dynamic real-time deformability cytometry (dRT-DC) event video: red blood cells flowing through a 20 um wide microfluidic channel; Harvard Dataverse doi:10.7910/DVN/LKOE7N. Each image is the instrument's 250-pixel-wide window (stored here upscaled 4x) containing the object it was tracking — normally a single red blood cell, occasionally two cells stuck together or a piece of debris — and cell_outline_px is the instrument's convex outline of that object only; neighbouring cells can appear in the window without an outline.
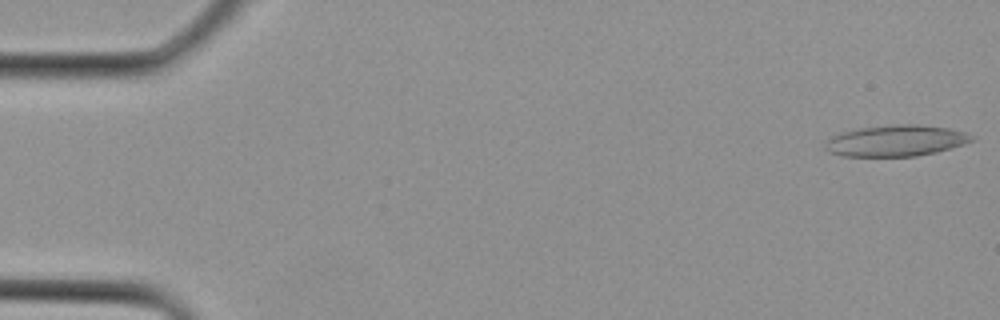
{"species": "Egyptian fruit bat (a non-hibernating species)", "species_latin": "Rousettus aegyptiacus", "temperature_condition": "cold", "stored_images_in_passage": 3, "camera_frame_rate_fps": 3000, "um_per_image_px": 0.085, "animal": {"sex": "female"}, "frame": {"image": 1, "passage_image": 1, "time_ms": 0.0, "image_size_px": [1000, 320], "cell_outline_px": [[976, 140], [964, 144], [936, 152], [916, 156], [844, 156], [828, 152], [824, 148], [824, 144], [832, 136], [844, 132], [860, 128], [896, 124], [920, 124], [948, 128], [964, 132], [976, 136]], "centroid_in_image_um": [76.19, 11.96], "position_along_channel_um": 8.8, "area_um2": 26.65}}